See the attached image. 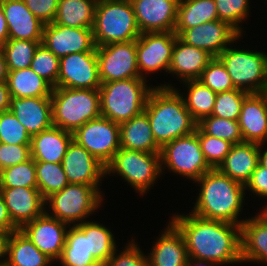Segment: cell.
Returning a JSON list of instances; mask_svg holds the SVG:
<instances>
[{
	"label": "cell",
	"instance_id": "6",
	"mask_svg": "<svg viewBox=\"0 0 267 266\" xmlns=\"http://www.w3.org/2000/svg\"><path fill=\"white\" fill-rule=\"evenodd\" d=\"M92 32L96 46L136 40L141 32L130 0H98Z\"/></svg>",
	"mask_w": 267,
	"mask_h": 266
},
{
	"label": "cell",
	"instance_id": "55",
	"mask_svg": "<svg viewBox=\"0 0 267 266\" xmlns=\"http://www.w3.org/2000/svg\"><path fill=\"white\" fill-rule=\"evenodd\" d=\"M8 236L7 233L0 232V259L5 257ZM4 261L5 259L0 260V264L4 263Z\"/></svg>",
	"mask_w": 267,
	"mask_h": 266
},
{
	"label": "cell",
	"instance_id": "40",
	"mask_svg": "<svg viewBox=\"0 0 267 266\" xmlns=\"http://www.w3.org/2000/svg\"><path fill=\"white\" fill-rule=\"evenodd\" d=\"M37 188L35 161L29 160L1 170L0 188Z\"/></svg>",
	"mask_w": 267,
	"mask_h": 266
},
{
	"label": "cell",
	"instance_id": "41",
	"mask_svg": "<svg viewBox=\"0 0 267 266\" xmlns=\"http://www.w3.org/2000/svg\"><path fill=\"white\" fill-rule=\"evenodd\" d=\"M59 62L60 59L40 43L34 52L30 68L53 88H57Z\"/></svg>",
	"mask_w": 267,
	"mask_h": 266
},
{
	"label": "cell",
	"instance_id": "2",
	"mask_svg": "<svg viewBox=\"0 0 267 266\" xmlns=\"http://www.w3.org/2000/svg\"><path fill=\"white\" fill-rule=\"evenodd\" d=\"M144 112L148 116L156 143L161 148L179 137L192 134L197 127L181 93L172 84L154 86Z\"/></svg>",
	"mask_w": 267,
	"mask_h": 266
},
{
	"label": "cell",
	"instance_id": "27",
	"mask_svg": "<svg viewBox=\"0 0 267 266\" xmlns=\"http://www.w3.org/2000/svg\"><path fill=\"white\" fill-rule=\"evenodd\" d=\"M72 140L73 133L52 126L31 137V158L61 164Z\"/></svg>",
	"mask_w": 267,
	"mask_h": 266
},
{
	"label": "cell",
	"instance_id": "16",
	"mask_svg": "<svg viewBox=\"0 0 267 266\" xmlns=\"http://www.w3.org/2000/svg\"><path fill=\"white\" fill-rule=\"evenodd\" d=\"M67 225L45 211L38 218L23 225L20 230L42 253L55 261L62 254L68 230Z\"/></svg>",
	"mask_w": 267,
	"mask_h": 266
},
{
	"label": "cell",
	"instance_id": "7",
	"mask_svg": "<svg viewBox=\"0 0 267 266\" xmlns=\"http://www.w3.org/2000/svg\"><path fill=\"white\" fill-rule=\"evenodd\" d=\"M218 58L225 65L235 89L263 93L267 86V54L227 47Z\"/></svg>",
	"mask_w": 267,
	"mask_h": 266
},
{
	"label": "cell",
	"instance_id": "23",
	"mask_svg": "<svg viewBox=\"0 0 267 266\" xmlns=\"http://www.w3.org/2000/svg\"><path fill=\"white\" fill-rule=\"evenodd\" d=\"M9 39L42 41L44 23L26 6L23 0H2Z\"/></svg>",
	"mask_w": 267,
	"mask_h": 266
},
{
	"label": "cell",
	"instance_id": "30",
	"mask_svg": "<svg viewBox=\"0 0 267 266\" xmlns=\"http://www.w3.org/2000/svg\"><path fill=\"white\" fill-rule=\"evenodd\" d=\"M5 257V266H49L53 262L20 229L9 234Z\"/></svg>",
	"mask_w": 267,
	"mask_h": 266
},
{
	"label": "cell",
	"instance_id": "50",
	"mask_svg": "<svg viewBox=\"0 0 267 266\" xmlns=\"http://www.w3.org/2000/svg\"><path fill=\"white\" fill-rule=\"evenodd\" d=\"M245 189H249L256 196L267 198V169L258 164Z\"/></svg>",
	"mask_w": 267,
	"mask_h": 266
},
{
	"label": "cell",
	"instance_id": "21",
	"mask_svg": "<svg viewBox=\"0 0 267 266\" xmlns=\"http://www.w3.org/2000/svg\"><path fill=\"white\" fill-rule=\"evenodd\" d=\"M32 137L53 126L51 96L17 98L11 96L10 109Z\"/></svg>",
	"mask_w": 267,
	"mask_h": 266
},
{
	"label": "cell",
	"instance_id": "25",
	"mask_svg": "<svg viewBox=\"0 0 267 266\" xmlns=\"http://www.w3.org/2000/svg\"><path fill=\"white\" fill-rule=\"evenodd\" d=\"M259 164V144L242 142L232 145L218 170L234 181L246 186Z\"/></svg>",
	"mask_w": 267,
	"mask_h": 266
},
{
	"label": "cell",
	"instance_id": "36",
	"mask_svg": "<svg viewBox=\"0 0 267 266\" xmlns=\"http://www.w3.org/2000/svg\"><path fill=\"white\" fill-rule=\"evenodd\" d=\"M188 85L187 97L182 98L192 118L198 123L202 118L212 115L217 93L203 85L199 80L183 81Z\"/></svg>",
	"mask_w": 267,
	"mask_h": 266
},
{
	"label": "cell",
	"instance_id": "57",
	"mask_svg": "<svg viewBox=\"0 0 267 266\" xmlns=\"http://www.w3.org/2000/svg\"><path fill=\"white\" fill-rule=\"evenodd\" d=\"M262 144H259V164L267 169V149L264 152L261 149Z\"/></svg>",
	"mask_w": 267,
	"mask_h": 266
},
{
	"label": "cell",
	"instance_id": "52",
	"mask_svg": "<svg viewBox=\"0 0 267 266\" xmlns=\"http://www.w3.org/2000/svg\"><path fill=\"white\" fill-rule=\"evenodd\" d=\"M11 94L7 82H0V113L10 109Z\"/></svg>",
	"mask_w": 267,
	"mask_h": 266
},
{
	"label": "cell",
	"instance_id": "13",
	"mask_svg": "<svg viewBox=\"0 0 267 266\" xmlns=\"http://www.w3.org/2000/svg\"><path fill=\"white\" fill-rule=\"evenodd\" d=\"M178 36L174 31L145 32L136 39L137 64L140 76L142 73H153L159 70L169 72L172 52Z\"/></svg>",
	"mask_w": 267,
	"mask_h": 266
},
{
	"label": "cell",
	"instance_id": "24",
	"mask_svg": "<svg viewBox=\"0 0 267 266\" xmlns=\"http://www.w3.org/2000/svg\"><path fill=\"white\" fill-rule=\"evenodd\" d=\"M188 258L182 233L169 222L147 255V266H185Z\"/></svg>",
	"mask_w": 267,
	"mask_h": 266
},
{
	"label": "cell",
	"instance_id": "11",
	"mask_svg": "<svg viewBox=\"0 0 267 266\" xmlns=\"http://www.w3.org/2000/svg\"><path fill=\"white\" fill-rule=\"evenodd\" d=\"M73 140L107 166L120 149V126L99 116L77 129L73 133Z\"/></svg>",
	"mask_w": 267,
	"mask_h": 266
},
{
	"label": "cell",
	"instance_id": "58",
	"mask_svg": "<svg viewBox=\"0 0 267 266\" xmlns=\"http://www.w3.org/2000/svg\"><path fill=\"white\" fill-rule=\"evenodd\" d=\"M263 211L260 214L256 215L259 219H261L264 223L267 224V205L265 206Z\"/></svg>",
	"mask_w": 267,
	"mask_h": 266
},
{
	"label": "cell",
	"instance_id": "47",
	"mask_svg": "<svg viewBox=\"0 0 267 266\" xmlns=\"http://www.w3.org/2000/svg\"><path fill=\"white\" fill-rule=\"evenodd\" d=\"M135 241H130L119 255H113L102 266H147V256L143 254Z\"/></svg>",
	"mask_w": 267,
	"mask_h": 266
},
{
	"label": "cell",
	"instance_id": "42",
	"mask_svg": "<svg viewBox=\"0 0 267 266\" xmlns=\"http://www.w3.org/2000/svg\"><path fill=\"white\" fill-rule=\"evenodd\" d=\"M201 145V150L211 169H218L229 154L232 143L227 140L205 134L198 126L195 129Z\"/></svg>",
	"mask_w": 267,
	"mask_h": 266
},
{
	"label": "cell",
	"instance_id": "37",
	"mask_svg": "<svg viewBox=\"0 0 267 266\" xmlns=\"http://www.w3.org/2000/svg\"><path fill=\"white\" fill-rule=\"evenodd\" d=\"M35 169L37 188L45 200L69 184L62 164L35 161Z\"/></svg>",
	"mask_w": 267,
	"mask_h": 266
},
{
	"label": "cell",
	"instance_id": "15",
	"mask_svg": "<svg viewBox=\"0 0 267 266\" xmlns=\"http://www.w3.org/2000/svg\"><path fill=\"white\" fill-rule=\"evenodd\" d=\"M242 35L229 23L214 20L183 30L178 38L184 43L207 51L218 57L230 43Z\"/></svg>",
	"mask_w": 267,
	"mask_h": 266
},
{
	"label": "cell",
	"instance_id": "29",
	"mask_svg": "<svg viewBox=\"0 0 267 266\" xmlns=\"http://www.w3.org/2000/svg\"><path fill=\"white\" fill-rule=\"evenodd\" d=\"M242 263H267V224L257 216L248 218L240 226ZM259 261V262H258Z\"/></svg>",
	"mask_w": 267,
	"mask_h": 266
},
{
	"label": "cell",
	"instance_id": "12",
	"mask_svg": "<svg viewBox=\"0 0 267 266\" xmlns=\"http://www.w3.org/2000/svg\"><path fill=\"white\" fill-rule=\"evenodd\" d=\"M101 83L142 78L137 64L136 40L96 46Z\"/></svg>",
	"mask_w": 267,
	"mask_h": 266
},
{
	"label": "cell",
	"instance_id": "56",
	"mask_svg": "<svg viewBox=\"0 0 267 266\" xmlns=\"http://www.w3.org/2000/svg\"><path fill=\"white\" fill-rule=\"evenodd\" d=\"M217 265L218 264L210 262V261L199 260L195 258H188V261L185 266H217Z\"/></svg>",
	"mask_w": 267,
	"mask_h": 266
},
{
	"label": "cell",
	"instance_id": "53",
	"mask_svg": "<svg viewBox=\"0 0 267 266\" xmlns=\"http://www.w3.org/2000/svg\"><path fill=\"white\" fill-rule=\"evenodd\" d=\"M9 39L7 21L3 13L2 0H0V47Z\"/></svg>",
	"mask_w": 267,
	"mask_h": 266
},
{
	"label": "cell",
	"instance_id": "14",
	"mask_svg": "<svg viewBox=\"0 0 267 266\" xmlns=\"http://www.w3.org/2000/svg\"><path fill=\"white\" fill-rule=\"evenodd\" d=\"M101 84L96 48L60 58L57 87L99 89Z\"/></svg>",
	"mask_w": 267,
	"mask_h": 266
},
{
	"label": "cell",
	"instance_id": "18",
	"mask_svg": "<svg viewBox=\"0 0 267 266\" xmlns=\"http://www.w3.org/2000/svg\"><path fill=\"white\" fill-rule=\"evenodd\" d=\"M179 1L130 0L140 32L174 31Z\"/></svg>",
	"mask_w": 267,
	"mask_h": 266
},
{
	"label": "cell",
	"instance_id": "38",
	"mask_svg": "<svg viewBox=\"0 0 267 266\" xmlns=\"http://www.w3.org/2000/svg\"><path fill=\"white\" fill-rule=\"evenodd\" d=\"M42 41L8 39L1 47L9 71H16L31 66L34 52Z\"/></svg>",
	"mask_w": 267,
	"mask_h": 266
},
{
	"label": "cell",
	"instance_id": "31",
	"mask_svg": "<svg viewBox=\"0 0 267 266\" xmlns=\"http://www.w3.org/2000/svg\"><path fill=\"white\" fill-rule=\"evenodd\" d=\"M219 20L215 0H180L174 32L178 36L183 30Z\"/></svg>",
	"mask_w": 267,
	"mask_h": 266
},
{
	"label": "cell",
	"instance_id": "59",
	"mask_svg": "<svg viewBox=\"0 0 267 266\" xmlns=\"http://www.w3.org/2000/svg\"><path fill=\"white\" fill-rule=\"evenodd\" d=\"M264 93H265V94H266V96H267V86H266V89H265Z\"/></svg>",
	"mask_w": 267,
	"mask_h": 266
},
{
	"label": "cell",
	"instance_id": "32",
	"mask_svg": "<svg viewBox=\"0 0 267 266\" xmlns=\"http://www.w3.org/2000/svg\"><path fill=\"white\" fill-rule=\"evenodd\" d=\"M98 0H59L53 23L72 28H92Z\"/></svg>",
	"mask_w": 267,
	"mask_h": 266
},
{
	"label": "cell",
	"instance_id": "44",
	"mask_svg": "<svg viewBox=\"0 0 267 266\" xmlns=\"http://www.w3.org/2000/svg\"><path fill=\"white\" fill-rule=\"evenodd\" d=\"M197 80L216 93L235 89L225 65L218 57L208 63Z\"/></svg>",
	"mask_w": 267,
	"mask_h": 266
},
{
	"label": "cell",
	"instance_id": "8",
	"mask_svg": "<svg viewBox=\"0 0 267 266\" xmlns=\"http://www.w3.org/2000/svg\"><path fill=\"white\" fill-rule=\"evenodd\" d=\"M99 186L68 184L63 190L53 193L45 201L49 204L50 216L74 226L83 222L101 206L102 193Z\"/></svg>",
	"mask_w": 267,
	"mask_h": 266
},
{
	"label": "cell",
	"instance_id": "35",
	"mask_svg": "<svg viewBox=\"0 0 267 266\" xmlns=\"http://www.w3.org/2000/svg\"><path fill=\"white\" fill-rule=\"evenodd\" d=\"M84 235H88L89 252L103 265L116 250L112 232L103 224L83 221L75 225Z\"/></svg>",
	"mask_w": 267,
	"mask_h": 266
},
{
	"label": "cell",
	"instance_id": "46",
	"mask_svg": "<svg viewBox=\"0 0 267 266\" xmlns=\"http://www.w3.org/2000/svg\"><path fill=\"white\" fill-rule=\"evenodd\" d=\"M249 0H215L218 18L229 23L241 35L240 23L249 15Z\"/></svg>",
	"mask_w": 267,
	"mask_h": 266
},
{
	"label": "cell",
	"instance_id": "48",
	"mask_svg": "<svg viewBox=\"0 0 267 266\" xmlns=\"http://www.w3.org/2000/svg\"><path fill=\"white\" fill-rule=\"evenodd\" d=\"M30 145L0 143V171L29 160L31 158Z\"/></svg>",
	"mask_w": 267,
	"mask_h": 266
},
{
	"label": "cell",
	"instance_id": "20",
	"mask_svg": "<svg viewBox=\"0 0 267 266\" xmlns=\"http://www.w3.org/2000/svg\"><path fill=\"white\" fill-rule=\"evenodd\" d=\"M12 223L20 229L45 212L46 201L38 188H0Z\"/></svg>",
	"mask_w": 267,
	"mask_h": 266
},
{
	"label": "cell",
	"instance_id": "49",
	"mask_svg": "<svg viewBox=\"0 0 267 266\" xmlns=\"http://www.w3.org/2000/svg\"><path fill=\"white\" fill-rule=\"evenodd\" d=\"M28 9L44 24L53 23L59 0H23Z\"/></svg>",
	"mask_w": 267,
	"mask_h": 266
},
{
	"label": "cell",
	"instance_id": "43",
	"mask_svg": "<svg viewBox=\"0 0 267 266\" xmlns=\"http://www.w3.org/2000/svg\"><path fill=\"white\" fill-rule=\"evenodd\" d=\"M248 94L240 89L217 93L212 115L229 120H239L242 103Z\"/></svg>",
	"mask_w": 267,
	"mask_h": 266
},
{
	"label": "cell",
	"instance_id": "45",
	"mask_svg": "<svg viewBox=\"0 0 267 266\" xmlns=\"http://www.w3.org/2000/svg\"><path fill=\"white\" fill-rule=\"evenodd\" d=\"M0 143L11 145L31 144V136L25 126L18 121L10 110L0 113Z\"/></svg>",
	"mask_w": 267,
	"mask_h": 266
},
{
	"label": "cell",
	"instance_id": "1",
	"mask_svg": "<svg viewBox=\"0 0 267 266\" xmlns=\"http://www.w3.org/2000/svg\"><path fill=\"white\" fill-rule=\"evenodd\" d=\"M171 220L184 237L189 258L218 265L242 263L240 225L192 213L174 215Z\"/></svg>",
	"mask_w": 267,
	"mask_h": 266
},
{
	"label": "cell",
	"instance_id": "4",
	"mask_svg": "<svg viewBox=\"0 0 267 266\" xmlns=\"http://www.w3.org/2000/svg\"><path fill=\"white\" fill-rule=\"evenodd\" d=\"M153 88L145 78H131L102 83L99 88L101 116L118 124L144 112Z\"/></svg>",
	"mask_w": 267,
	"mask_h": 266
},
{
	"label": "cell",
	"instance_id": "17",
	"mask_svg": "<svg viewBox=\"0 0 267 266\" xmlns=\"http://www.w3.org/2000/svg\"><path fill=\"white\" fill-rule=\"evenodd\" d=\"M41 43L59 59L71 53L90 52L96 48L92 28H72L57 23L44 25Z\"/></svg>",
	"mask_w": 267,
	"mask_h": 266
},
{
	"label": "cell",
	"instance_id": "54",
	"mask_svg": "<svg viewBox=\"0 0 267 266\" xmlns=\"http://www.w3.org/2000/svg\"><path fill=\"white\" fill-rule=\"evenodd\" d=\"M8 66L2 48L0 47V82H7Z\"/></svg>",
	"mask_w": 267,
	"mask_h": 266
},
{
	"label": "cell",
	"instance_id": "39",
	"mask_svg": "<svg viewBox=\"0 0 267 266\" xmlns=\"http://www.w3.org/2000/svg\"><path fill=\"white\" fill-rule=\"evenodd\" d=\"M197 126L205 134L227 140L233 145L243 142L238 120H229L209 115L202 118L197 123Z\"/></svg>",
	"mask_w": 267,
	"mask_h": 266
},
{
	"label": "cell",
	"instance_id": "5",
	"mask_svg": "<svg viewBox=\"0 0 267 266\" xmlns=\"http://www.w3.org/2000/svg\"><path fill=\"white\" fill-rule=\"evenodd\" d=\"M53 126L74 133L86 122L101 116L99 89L53 88Z\"/></svg>",
	"mask_w": 267,
	"mask_h": 266
},
{
	"label": "cell",
	"instance_id": "34",
	"mask_svg": "<svg viewBox=\"0 0 267 266\" xmlns=\"http://www.w3.org/2000/svg\"><path fill=\"white\" fill-rule=\"evenodd\" d=\"M66 241L58 261L62 266H102L89 252L88 235L76 226L68 228Z\"/></svg>",
	"mask_w": 267,
	"mask_h": 266
},
{
	"label": "cell",
	"instance_id": "9",
	"mask_svg": "<svg viewBox=\"0 0 267 266\" xmlns=\"http://www.w3.org/2000/svg\"><path fill=\"white\" fill-rule=\"evenodd\" d=\"M116 172L142 195L162 173L160 153L120 148L106 166V176Z\"/></svg>",
	"mask_w": 267,
	"mask_h": 266
},
{
	"label": "cell",
	"instance_id": "26",
	"mask_svg": "<svg viewBox=\"0 0 267 266\" xmlns=\"http://www.w3.org/2000/svg\"><path fill=\"white\" fill-rule=\"evenodd\" d=\"M214 57L207 51L188 45L176 38L169 72L182 81L196 80Z\"/></svg>",
	"mask_w": 267,
	"mask_h": 266
},
{
	"label": "cell",
	"instance_id": "19",
	"mask_svg": "<svg viewBox=\"0 0 267 266\" xmlns=\"http://www.w3.org/2000/svg\"><path fill=\"white\" fill-rule=\"evenodd\" d=\"M61 164L69 184L99 186L106 175V166L74 140Z\"/></svg>",
	"mask_w": 267,
	"mask_h": 266
},
{
	"label": "cell",
	"instance_id": "33",
	"mask_svg": "<svg viewBox=\"0 0 267 266\" xmlns=\"http://www.w3.org/2000/svg\"><path fill=\"white\" fill-rule=\"evenodd\" d=\"M7 85L11 96L17 98L51 96L53 87L30 67L9 71Z\"/></svg>",
	"mask_w": 267,
	"mask_h": 266
},
{
	"label": "cell",
	"instance_id": "51",
	"mask_svg": "<svg viewBox=\"0 0 267 266\" xmlns=\"http://www.w3.org/2000/svg\"><path fill=\"white\" fill-rule=\"evenodd\" d=\"M16 230H18V228L12 223L6 208V204L4 203L3 197L0 194V232H5L9 235Z\"/></svg>",
	"mask_w": 267,
	"mask_h": 266
},
{
	"label": "cell",
	"instance_id": "22",
	"mask_svg": "<svg viewBox=\"0 0 267 266\" xmlns=\"http://www.w3.org/2000/svg\"><path fill=\"white\" fill-rule=\"evenodd\" d=\"M239 126L243 142L267 143V96L249 93L241 106Z\"/></svg>",
	"mask_w": 267,
	"mask_h": 266
},
{
	"label": "cell",
	"instance_id": "3",
	"mask_svg": "<svg viewBox=\"0 0 267 266\" xmlns=\"http://www.w3.org/2000/svg\"><path fill=\"white\" fill-rule=\"evenodd\" d=\"M196 182L201 188L190 213L209 220L242 225L244 220L239 221L238 216L243 208L244 185L218 169H211Z\"/></svg>",
	"mask_w": 267,
	"mask_h": 266
},
{
	"label": "cell",
	"instance_id": "10",
	"mask_svg": "<svg viewBox=\"0 0 267 266\" xmlns=\"http://www.w3.org/2000/svg\"><path fill=\"white\" fill-rule=\"evenodd\" d=\"M160 162L161 172L167 166L174 173L192 179L194 182L211 170L204 159L195 131L165 144L161 148Z\"/></svg>",
	"mask_w": 267,
	"mask_h": 266
},
{
	"label": "cell",
	"instance_id": "28",
	"mask_svg": "<svg viewBox=\"0 0 267 266\" xmlns=\"http://www.w3.org/2000/svg\"><path fill=\"white\" fill-rule=\"evenodd\" d=\"M119 126L120 148L149 153L161 152L145 112L120 123Z\"/></svg>",
	"mask_w": 267,
	"mask_h": 266
}]
</instances>
